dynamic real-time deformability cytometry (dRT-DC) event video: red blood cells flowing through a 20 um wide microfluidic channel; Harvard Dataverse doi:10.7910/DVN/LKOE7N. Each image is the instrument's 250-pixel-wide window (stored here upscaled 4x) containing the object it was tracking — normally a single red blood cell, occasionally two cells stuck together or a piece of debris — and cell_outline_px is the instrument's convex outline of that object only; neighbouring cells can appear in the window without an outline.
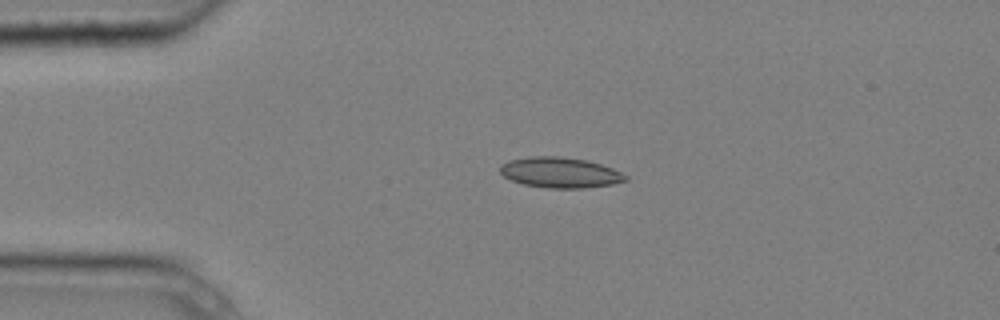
{"species": "common noctule bat (a hibernating species)", "species_latin": "Nyctalus noctula", "temperature_condition": "cold", "stored_images_in_passage": 4, "camera_frame_rate_fps": 3000, "um_per_image_px": 0.085, "animal": {"sex": "male", "body_mass_g": 20.4}, "frame": {"image": 1, "passage_image": 3, "time_ms": 0.667, "image_size_px": [1000, 320], "cell_outline_px": [[628, 180], [612, 184], [584, 188], [548, 188], [524, 184], [512, 180], [504, 176], [500, 172], [500, 164], [508, 160], [532, 156], [560, 156], [588, 160], [612, 168], [628, 176]], "centroid_in_image_um": [47.6, 14.66], "position_along_channel_um": 37.4, "area_um2": 22.31}}